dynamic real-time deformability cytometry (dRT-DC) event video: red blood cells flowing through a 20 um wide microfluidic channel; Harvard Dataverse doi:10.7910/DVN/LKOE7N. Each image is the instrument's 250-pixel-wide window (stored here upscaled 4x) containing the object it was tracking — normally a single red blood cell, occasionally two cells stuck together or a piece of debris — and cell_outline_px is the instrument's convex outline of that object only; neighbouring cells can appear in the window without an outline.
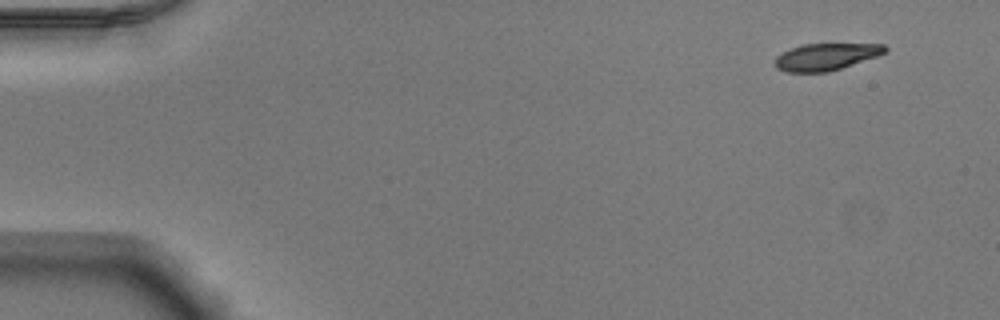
{"species": "Egyptian fruit bat (a non-hibernating species)", "species_latin": "Rousettus aegyptiacus", "temperature_condition": "warm", "stored_images_in_passage": 49, "camera_frame_rate_fps": 3000, "um_per_image_px": 0.085, "animal": {"sex": "male"}, "frame": {"image": 1, "passage_image": 1, "time_ms": 0.0, "image_size_px": [1000, 320], "cell_outline_px": [[888, 52], [880, 56], [828, 72], [788, 72], [776, 68], [776, 56], [800, 44], [884, 44], [888, 48]], "centroid_in_image_um": [70.28, 4.82], "position_along_channel_um": 14.7, "area_um2": 17.34}}
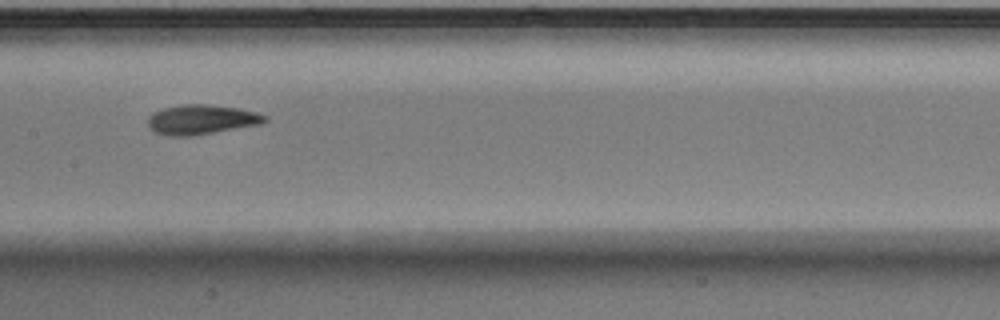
{"frame": {"image": 2, "passage_image": 24, "time_ms": 7.667, "image_size_px": [1000, 320], "cell_outline_px": [[268, 120], [260, 124], [192, 136], [168, 136], [156, 132], [148, 124], [148, 116], [152, 112], [164, 108], [180, 104], [204, 104], [240, 108], [256, 112], [268, 116]], "centroid_in_image_um": [17.13, 10.15], "position_along_channel_um": 190.3, "area_um2": 20.23}}
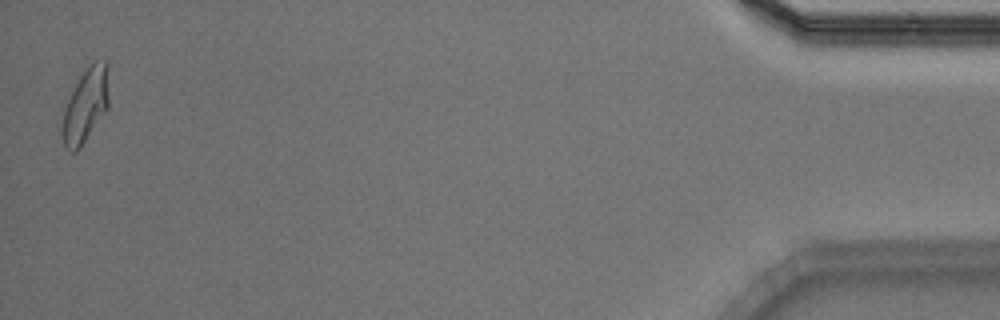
{"frame": {"image": 3, "passage_image": 49, "time_ms": 16.0, "image_size_px": [1000, 320], "cell_outline_px": [[108, 108], [80, 148], [76, 152], [72, 152], [64, 148], [60, 132], [60, 128], [64, 108], [80, 76], [96, 60], [108, 60]], "centroid_in_image_um": [7.26, 9.0], "position_along_channel_um": 427.9, "area_um2": 20.23}, "authors_computed_cell_mechanics": {"area_um2": 19.1318, "velocity_mm_per_s": 3.889, "shape_relaxation_time_tau1_ms": 3.4009, "shape_relaxation_time_tau2_ms": 2.5765, "deformation_change_tau1": 0.1622, "deformation_change_tau2": 0.0882}}